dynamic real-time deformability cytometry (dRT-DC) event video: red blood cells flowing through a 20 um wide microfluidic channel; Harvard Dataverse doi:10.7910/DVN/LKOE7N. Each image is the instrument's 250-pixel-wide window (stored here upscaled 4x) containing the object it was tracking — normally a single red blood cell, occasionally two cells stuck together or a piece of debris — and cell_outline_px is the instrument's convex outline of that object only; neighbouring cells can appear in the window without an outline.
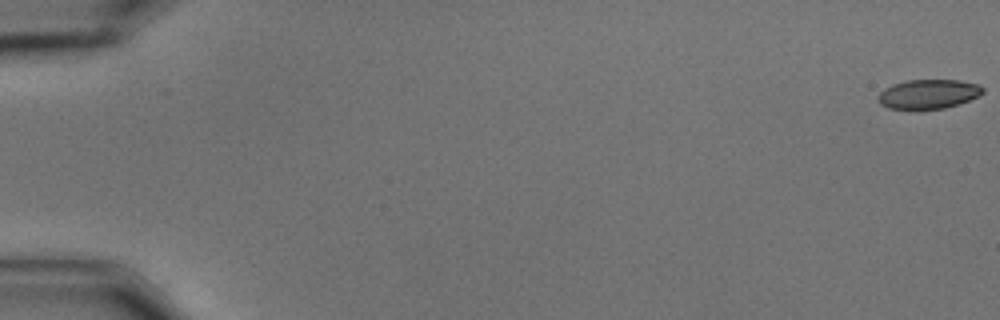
{"species": "common noctule bat (a hibernating species)", "species_latin": "Nyctalus noctula", "temperature_condition": "cold", "stored_images_in_passage": 59, "camera_frame_rate_fps": 3000, "um_per_image_px": 0.085, "animal": {"sex": "male", "body_mass_g": 15.6}, "frame": {"image": 1, "passage_image": 1, "time_ms": 0.0, "image_size_px": [1000, 320], "cell_outline_px": [[984, 92], [968, 100], [944, 108], [888, 108], [880, 104], [880, 92], [884, 88], [892, 84], [904, 80], [960, 80], [976, 84], [984, 88]], "centroid_in_image_um": [78.9, 7.97], "position_along_channel_um": 6.1, "area_um2": 17.46}}
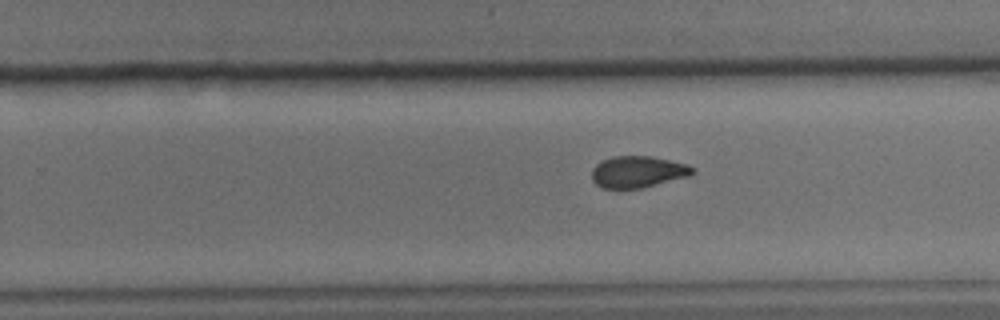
{"frame": {"image": 2, "passage_image": 38, "time_ms": 12.333, "image_size_px": [1000, 320], "cell_outline_px": [[696, 172], [692, 176], [640, 188], [604, 188], [596, 184], [592, 180], [592, 168], [596, 164], [612, 156], [652, 156], [688, 164], [696, 168]], "centroid_in_image_um": [54.28, 14.6], "position_along_channel_um": 275.5, "area_um2": 18.73}}
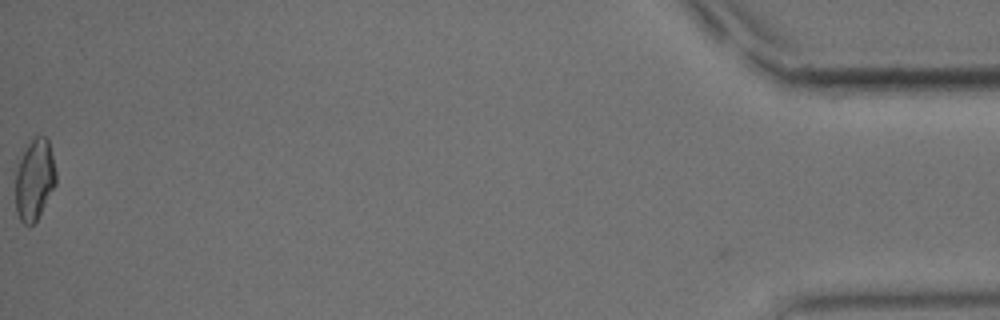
{"frame": {"image": 3, "passage_image": 59, "time_ms": 19.333, "image_size_px": [1000, 320], "cell_outline_px": [[56, 184], [36, 220], [28, 228], [20, 220], [16, 212], [16, 172], [20, 160], [28, 144], [36, 136], [44, 136], [48, 140], [56, 172]], "centroid_in_image_um": [2.93, 15.3], "position_along_channel_um": 432.3, "area_um2": 18.79}, "authors_computed_cell_mechanics": {"area_um2": 19.074, "velocity_mm_per_s": 3.5228, "shape_relaxation_time_tau1_ms": 5.3046, "shape_relaxation_time_tau2_ms": 3.0804, "deformation_change_tau1": 0.1081, "deformation_change_tau2": 0.0676}}